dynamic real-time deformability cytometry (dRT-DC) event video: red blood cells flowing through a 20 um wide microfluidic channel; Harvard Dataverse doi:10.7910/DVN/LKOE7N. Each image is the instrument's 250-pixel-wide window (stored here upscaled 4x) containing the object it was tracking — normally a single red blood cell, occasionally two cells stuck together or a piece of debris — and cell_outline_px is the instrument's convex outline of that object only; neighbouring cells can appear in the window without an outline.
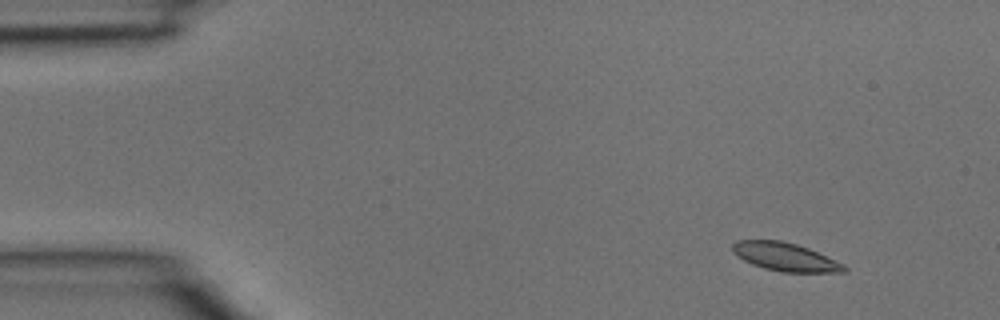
{"species": "common noctule bat (a hibernating species)", "species_latin": "Nyctalus noctula", "temperature_condition": "room temperature", "stored_images_in_passage": 36, "camera_frame_rate_fps": 3000, "um_per_image_px": 0.085, "animal": {"sex": "male", "body_mass_g": 15.6}, "frame": {"image": 1, "passage_image": 1, "time_ms": 0.0, "image_size_px": [1000, 320], "cell_outline_px": [[848, 268], [844, 272], [784, 272], [764, 268], [752, 264], [744, 260], [732, 252], [732, 244], [736, 240], [780, 240], [796, 244], [808, 248], [844, 264]], "centroid_in_image_um": [66.72, 21.83], "position_along_channel_um": 18.3, "area_um2": 18.26}}
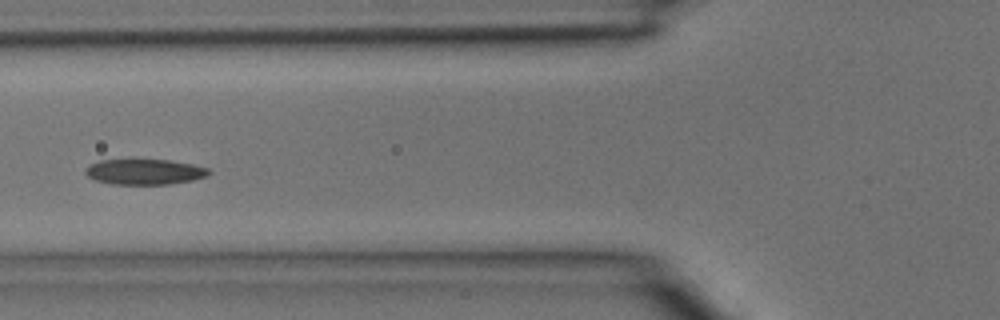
{"frame": {"image": 2, "passage_image": 12, "time_ms": 3.667, "image_size_px": [1000, 320], "cell_outline_px": [[212, 172], [208, 176], [192, 180], [168, 184], [112, 184], [96, 180], [88, 176], [84, 172], [84, 168], [88, 164], [100, 160], [132, 156], [168, 160], [192, 164], [208, 168]], "centroid_in_image_um": [12.23, 14.54], "position_along_channel_um": 113.6, "area_um2": 19.31}}
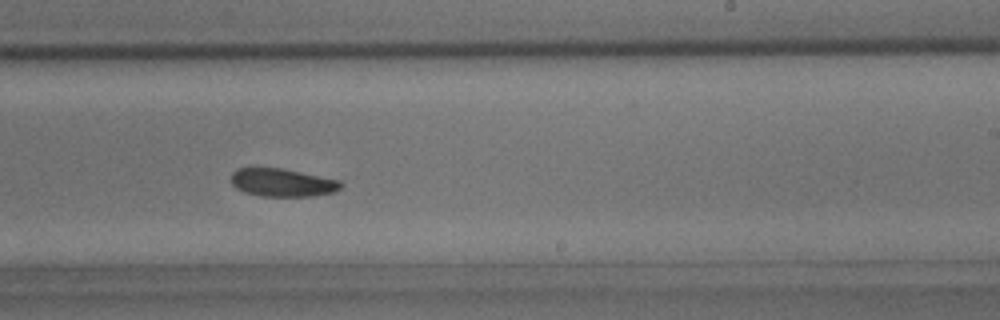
{"frame": {"image": 3, "passage_image": 21, "time_ms": 6.667, "image_size_px": [1000, 320], "cell_outline_px": [[344, 184], [336, 192], [312, 196], [260, 196], [244, 192], [236, 188], [232, 184], [232, 172], [236, 168], [280, 168], [340, 180]], "centroid_in_image_um": [24.01, 15.52], "position_along_channel_um": 265.0, "area_um2": 17.92}}